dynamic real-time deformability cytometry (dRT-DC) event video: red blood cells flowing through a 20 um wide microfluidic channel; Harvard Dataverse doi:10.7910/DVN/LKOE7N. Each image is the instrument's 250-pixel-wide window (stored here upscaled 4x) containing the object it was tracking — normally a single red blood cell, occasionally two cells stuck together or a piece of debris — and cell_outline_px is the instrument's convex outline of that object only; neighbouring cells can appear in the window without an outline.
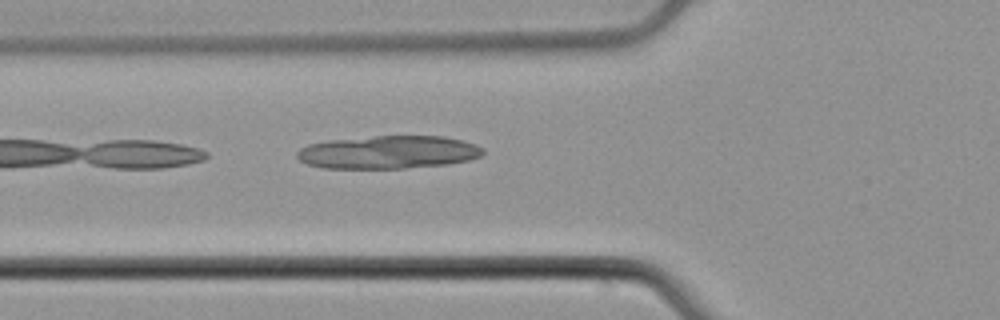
{"species": "common noctule bat (a hibernating species)", "species_latin": "Nyctalus noctula", "temperature_condition": "cold", "stored_images_in_passage": 3, "camera_frame_rate_fps": 3000, "um_per_image_px": 0.085, "animal": {"sex": "male", "body_mass_g": 21.5, "forearm_length_mm": 52.0}, "frame": {"image": 1, "passage_image": 3, "time_ms": 0.667, "image_size_px": [1000, 320], "cell_outline_px": [[484, 152], [480, 156], [468, 160], [448, 164], [404, 168], [320, 168], [308, 164], [300, 160], [296, 156], [296, 152], [300, 148], [308, 144], [328, 140], [376, 136], [444, 136], [464, 140], [476, 144], [484, 148]], "centroid_in_image_um": [33.01, 12.93], "position_along_channel_um": 92.8, "area_um2": 35.95}}